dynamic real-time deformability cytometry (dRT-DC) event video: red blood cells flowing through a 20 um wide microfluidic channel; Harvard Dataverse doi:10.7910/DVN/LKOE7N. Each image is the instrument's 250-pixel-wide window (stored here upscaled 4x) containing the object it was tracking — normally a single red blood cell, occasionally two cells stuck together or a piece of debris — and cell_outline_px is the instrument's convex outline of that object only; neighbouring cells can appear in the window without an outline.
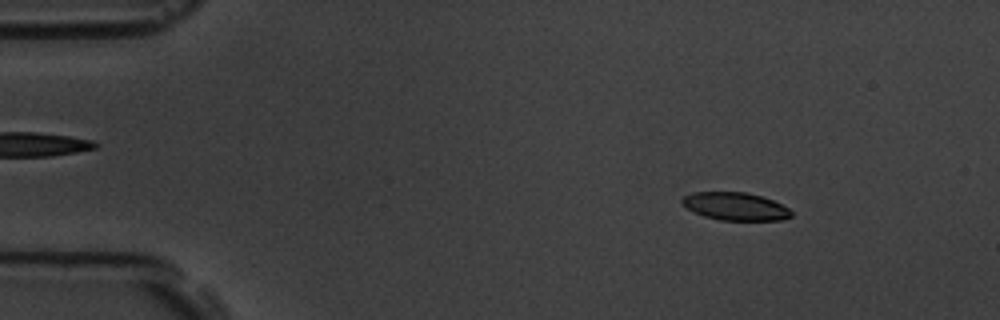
{"species": "common noctule bat (a hibernating species)", "species_latin": "Nyctalus noctula", "temperature_condition": "room temperature", "stored_images_in_passage": 56, "camera_frame_rate_fps": 3000, "um_per_image_px": 0.085, "animal": {"sex": "male", "body_mass_g": 19.5, "forearm_length_mm": 54.6}, "frame": {"image": 1, "passage_image": 8, "time_ms": 2.333, "image_size_px": [1000, 320], "cell_outline_px": [[792, 216], [784, 220], [720, 220], [704, 216], [692, 212], [680, 204], [680, 200], [684, 196], [692, 192], [744, 192], [760, 196], [772, 200], [788, 208], [792, 212]], "centroid_in_image_um": [62.45, 17.54], "position_along_channel_um": 22.5, "area_um2": 17.8}}
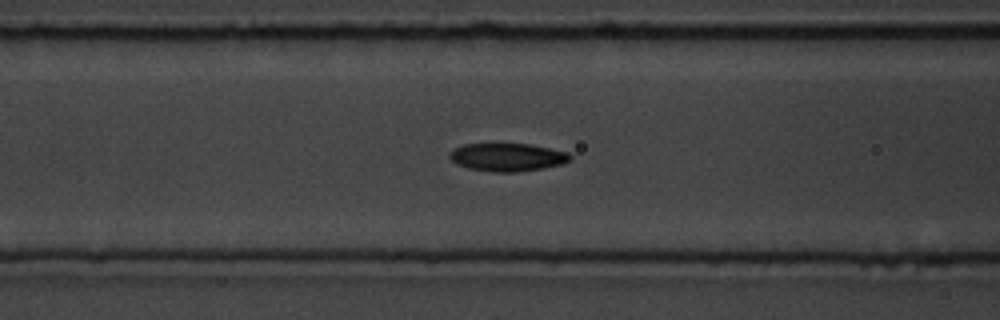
{"frame": {"image": 2, "passage_image": 23, "time_ms": 7.333, "image_size_px": [1000, 320], "cell_outline_px": [[572, 160], [564, 164], [544, 168], [516, 172], [492, 172], [468, 168], [456, 164], [448, 156], [448, 152], [452, 148], [464, 144], [528, 144], [568, 152], [572, 156]], "centroid_in_image_um": [43.12, 13.36], "position_along_channel_um": 123.5, "area_um2": 19.88}}
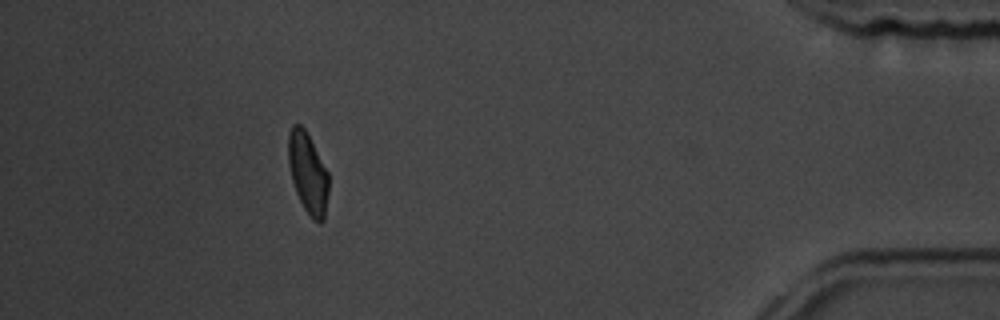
{"frame": {"image": 3, "passage_image": 51, "time_ms": 16.667, "image_size_px": [1000, 320], "cell_outline_px": [[328, 192], [324, 220], [320, 224], [312, 220], [308, 216], [296, 192], [292, 180], [288, 164], [288, 132], [292, 124], [300, 124], [304, 128], [328, 172]], "centroid_in_image_um": [26.16, 14.73], "position_along_channel_um": 409.0, "area_um2": 19.02}, "authors_computed_cell_mechanics": {"area_um2": 19.6231, "velocity_mm_per_s": 3.6562, "shape_relaxation_time_tau1_ms": 4.6207, "shape_relaxation_time_tau2_ms": 2.4459, "deformation_change_tau1": 0.1422, "deformation_change_tau2": 0.0815}}